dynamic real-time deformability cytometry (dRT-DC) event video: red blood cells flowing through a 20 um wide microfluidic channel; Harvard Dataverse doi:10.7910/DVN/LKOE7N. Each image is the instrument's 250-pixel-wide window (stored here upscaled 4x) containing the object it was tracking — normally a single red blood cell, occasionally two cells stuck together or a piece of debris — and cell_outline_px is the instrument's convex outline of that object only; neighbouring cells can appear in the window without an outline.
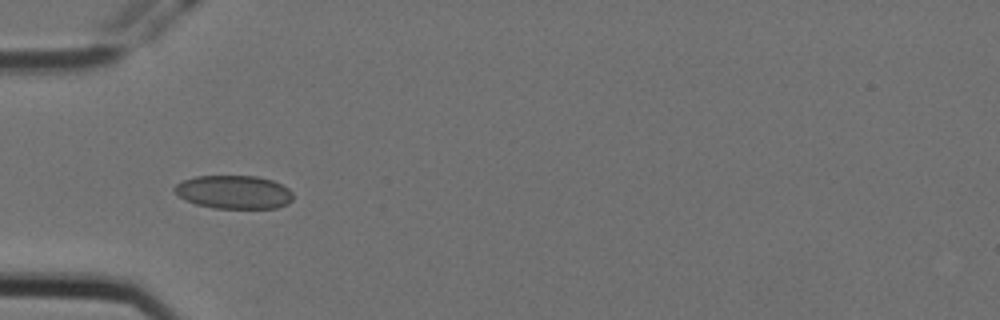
{"species": "Egyptian fruit bat (a non-hibernating species)", "species_latin": "Rousettus aegyptiacus", "temperature_condition": "cold", "stored_images_in_passage": 5, "camera_frame_rate_fps": 3000, "um_per_image_px": 0.085, "animal": {"sex": "female"}, "frame": {"image": 1, "passage_image": 4, "time_ms": 1.0, "image_size_px": [1000, 320], "cell_outline_px": [[292, 200], [288, 204], [276, 208], [212, 208], [196, 204], [184, 200], [172, 188], [176, 184], [184, 180], [196, 176], [256, 176], [272, 180], [288, 188], [292, 192]], "centroid_in_image_um": [19.88, 16.33], "position_along_channel_um": 65.1, "area_um2": 23.06}}
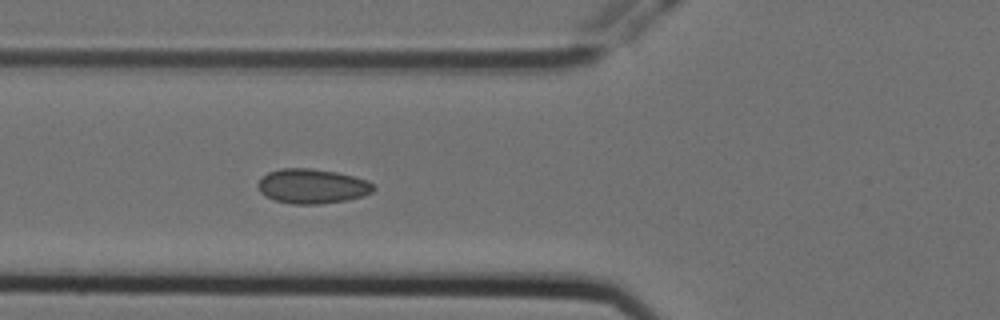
{"frame": {"image": 2, "passage_image": 5, "time_ms": 1.333, "image_size_px": [1000, 320], "cell_outline_px": [[376, 188], [372, 192], [364, 196], [348, 200], [320, 204], [292, 204], [276, 200], [264, 196], [260, 192], [256, 184], [268, 172], [280, 168], [312, 168], [336, 172], [368, 180], [376, 184]], "centroid_in_image_um": [26.56, 15.83], "position_along_channel_um": 99.2, "area_um2": 23.58}}